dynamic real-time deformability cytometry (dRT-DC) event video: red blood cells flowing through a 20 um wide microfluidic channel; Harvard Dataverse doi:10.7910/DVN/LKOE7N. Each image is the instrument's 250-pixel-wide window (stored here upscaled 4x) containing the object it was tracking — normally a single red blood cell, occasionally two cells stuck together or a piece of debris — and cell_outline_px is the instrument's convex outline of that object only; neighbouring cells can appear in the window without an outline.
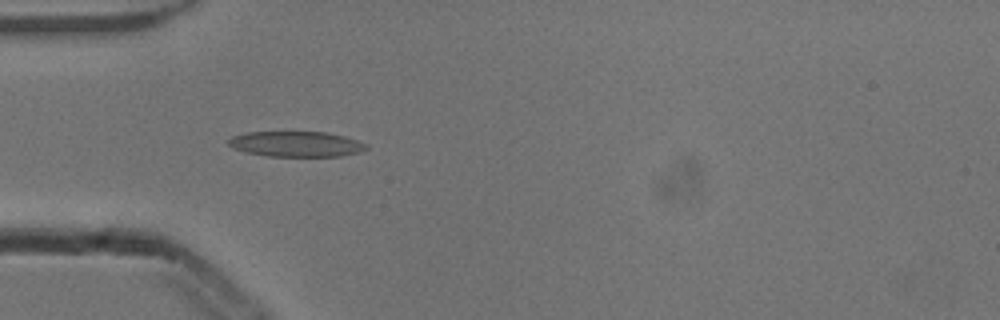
{"species": "common noctule bat (a hibernating species)", "species_latin": "Nyctalus noctula", "temperature_condition": "cold", "stored_images_in_passage": 6, "camera_frame_rate_fps": 3000, "um_per_image_px": 0.085, "animal": {"sex": "male", "body_mass_g": 13.3}, "frame": {"image": 1, "passage_image": 2, "time_ms": 0.333, "image_size_px": [1000, 320], "cell_outline_px": [[368, 148], [360, 152], [340, 156], [264, 156], [232, 148], [228, 144], [228, 140], [232, 136], [248, 132], [328, 132], [344, 136], [368, 144]], "centroid_in_image_um": [25.18, 12.24], "position_along_channel_um": 59.8, "area_um2": 20.4}}
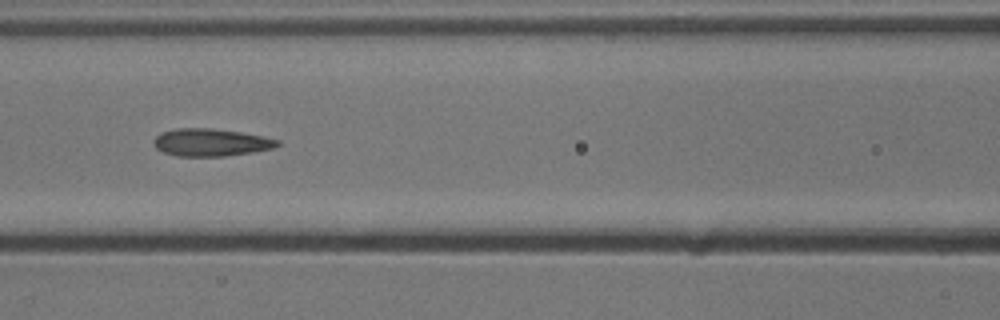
{"frame": {"image": 2, "passage_image": 4, "time_ms": 1.0, "image_size_px": [1000, 320], "cell_outline_px": [[280, 144], [272, 148], [252, 152], [224, 156], [176, 156], [164, 152], [156, 148], [152, 140], [160, 132], [176, 128], [212, 128], [240, 132], [264, 136], [280, 140]], "centroid_in_image_um": [17.9, 12.09], "position_along_channel_um": 148.7, "area_um2": 19.88}}
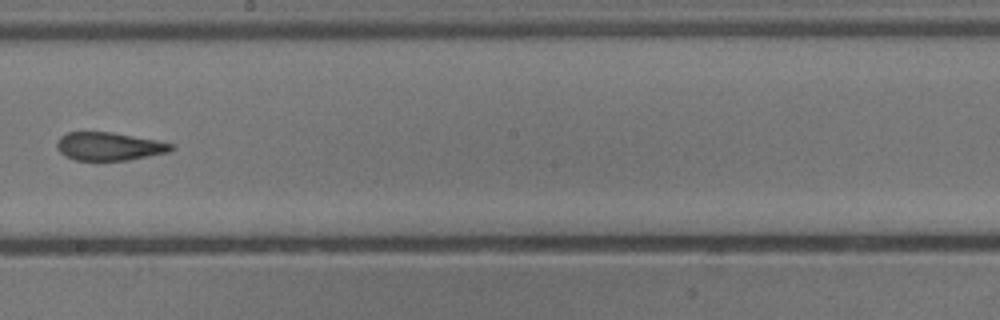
{"frame": {"image": 3, "passage_image": 6, "time_ms": 1.667, "image_size_px": [1000, 320], "cell_outline_px": [[176, 148], [168, 152], [128, 160], [76, 160], [64, 156], [56, 148], [56, 144], [60, 136], [68, 132], [112, 132], [156, 140], [176, 144]], "centroid_in_image_um": [9.28, 12.44], "position_along_channel_um": 238.9, "area_um2": 18.84}}